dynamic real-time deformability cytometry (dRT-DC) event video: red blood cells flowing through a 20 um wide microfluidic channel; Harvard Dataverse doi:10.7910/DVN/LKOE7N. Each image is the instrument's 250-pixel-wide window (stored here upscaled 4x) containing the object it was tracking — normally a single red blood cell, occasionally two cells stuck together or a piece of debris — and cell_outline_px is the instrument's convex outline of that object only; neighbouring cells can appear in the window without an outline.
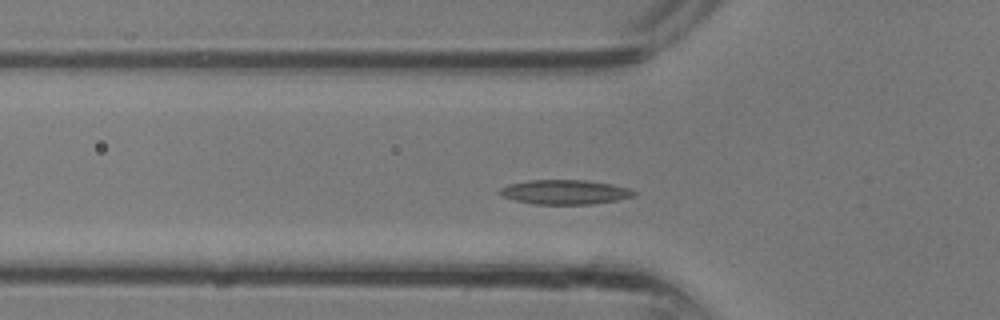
{"species": "common noctule bat (a hibernating species)", "species_latin": "Nyctalus noctula", "temperature_condition": "room temperature", "stored_images_in_passage": 30, "camera_frame_rate_fps": 3000, "um_per_image_px": 0.085, "animal": {"sex": "male", "body_mass_g": 13.3}, "frame": {"image": 1, "passage_image": 7, "time_ms": 2.0, "image_size_px": [1000, 320], "cell_outline_px": [[636, 192], [632, 196], [616, 200], [592, 204], [536, 204], [516, 200], [504, 196], [496, 192], [500, 188], [508, 184], [528, 180], [584, 180], [612, 184], [628, 188]], "centroid_in_image_um": [47.98, 16.32], "position_along_channel_um": 77.8, "area_um2": 18.96}}
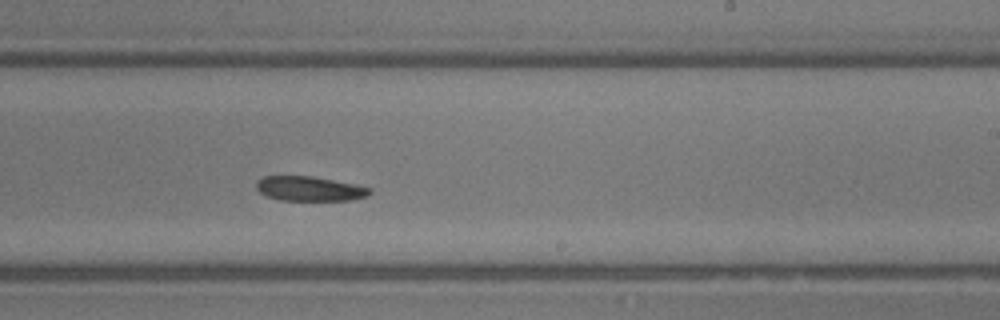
{"frame": {"image": 2, "passage_image": 16, "time_ms": 5.0, "image_size_px": [1000, 320], "cell_outline_px": [[372, 192], [368, 196], [352, 200], [280, 200], [268, 196], [260, 192], [256, 188], [256, 180], [264, 176], [312, 176], [356, 184], [372, 188]], "centroid_in_image_um": [26.34, 16.03], "position_along_channel_um": 262.7, "area_um2": 16.36}}
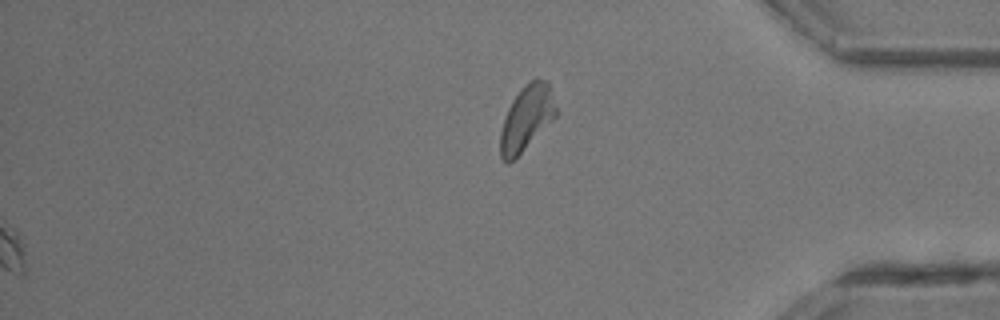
{"frame": {"image": 3, "passage_image": 30, "time_ms": 9.667, "image_size_px": [1000, 320], "cell_outline_px": [[556, 116], [508, 164], [500, 156], [500, 132], [508, 108], [512, 100], [536, 76], [548, 80], [556, 108]], "centroid_in_image_um": [44.76, 10.0], "position_along_channel_um": 390.4, "area_um2": 20.4}}